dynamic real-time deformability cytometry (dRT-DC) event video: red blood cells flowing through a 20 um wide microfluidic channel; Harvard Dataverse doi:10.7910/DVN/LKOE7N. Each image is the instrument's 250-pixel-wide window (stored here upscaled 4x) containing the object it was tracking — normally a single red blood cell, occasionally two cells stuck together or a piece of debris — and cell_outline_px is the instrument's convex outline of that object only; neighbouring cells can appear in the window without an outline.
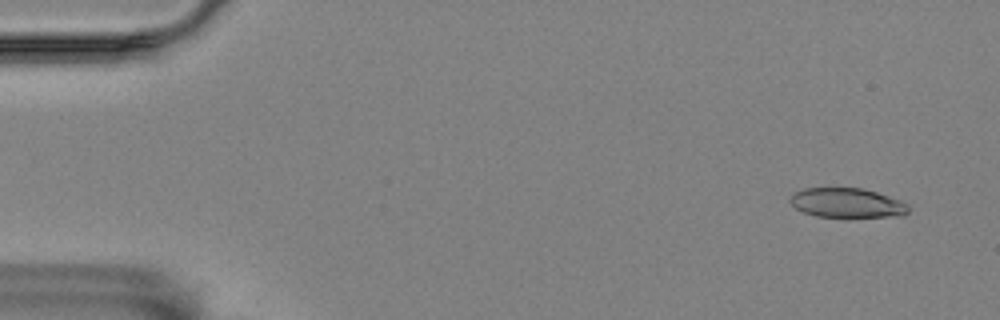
{"species": "Egyptian fruit bat (a non-hibernating species)", "species_latin": "Rousettus aegyptiacus", "temperature_condition": "room temperature", "stored_images_in_passage": 56, "camera_frame_rate_fps": 3000, "um_per_image_px": 0.085, "animal": {"sex": "female"}, "frame": {"image": 1, "passage_image": 3, "time_ms": 0.667, "image_size_px": [1000, 320], "cell_outline_px": [[908, 212], [904, 216], [816, 216], [804, 212], [796, 208], [788, 200], [796, 192], [804, 188], [860, 188], [876, 192], [900, 200], [908, 204]], "centroid_in_image_um": [72.01, 17.24], "position_along_channel_um": 13.0, "area_um2": 20.0}}
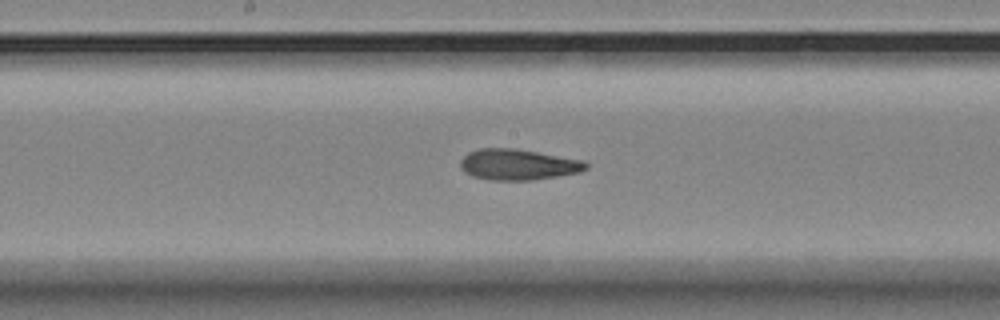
{"frame": {"image": 2, "passage_image": 29, "time_ms": 9.333, "image_size_px": [1000, 320], "cell_outline_px": [[588, 168], [580, 172], [532, 180], [492, 180], [472, 176], [464, 172], [460, 168], [460, 160], [468, 152], [480, 148], [516, 148], [584, 160], [588, 164]], "centroid_in_image_um": [44.02, 13.98], "position_along_channel_um": 204.2, "area_um2": 22.72}}
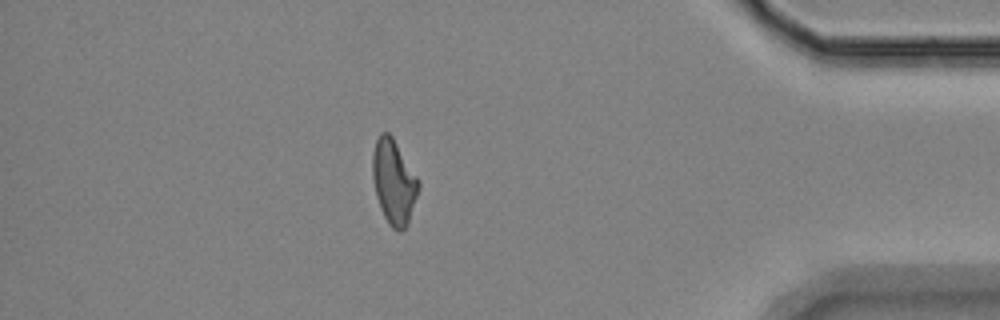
{"frame": {"image": 3, "passage_image": 49, "time_ms": 16.0, "image_size_px": [1000, 320], "cell_outline_px": [[420, 184], [408, 224], [400, 232], [392, 228], [388, 224], [380, 208], [376, 196], [372, 176], [372, 152], [376, 140], [380, 132], [388, 132], [392, 136], [420, 180]], "centroid_in_image_um": [33.46, 15.45], "position_along_channel_um": 401.7, "area_um2": 22.77}, "authors_computed_cell_mechanics": {"area_um2": 22.3686, "velocity_mm_per_s": 3.5235, "shape_relaxation_time_tau1_ms": 10.1216, "shape_relaxation_time_tau2_ms": 2.2791, "deformation_change_tau1": 0.2454, "deformation_change_tau2": 0.101}}